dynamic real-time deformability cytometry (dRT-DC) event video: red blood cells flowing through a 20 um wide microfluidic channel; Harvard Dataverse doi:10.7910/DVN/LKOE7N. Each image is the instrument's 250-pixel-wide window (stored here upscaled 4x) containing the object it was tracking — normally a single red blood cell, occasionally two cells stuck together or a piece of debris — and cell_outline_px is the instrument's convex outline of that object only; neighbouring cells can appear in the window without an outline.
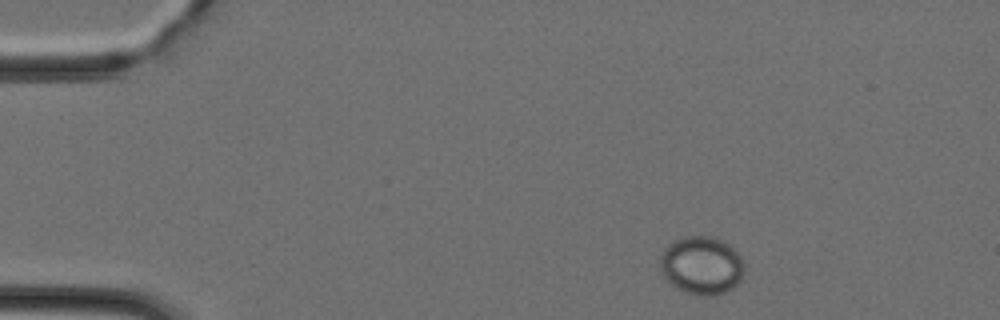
{"species": "Egyptian fruit bat (a non-hibernating species)", "species_latin": "Rousettus aegyptiacus", "temperature_condition": "cold", "stored_images_in_passage": 41, "camera_frame_rate_fps": 3000, "um_per_image_px": 0.085, "animal": {"sex": "female"}, "frame": {"image": 1, "passage_image": 2, "time_ms": 0.333, "image_size_px": [1000, 320], "cell_outline_px": [[744, 276], [732, 288], [724, 292], [712, 296], [708, 296], [684, 292], [676, 288], [664, 276], [660, 268], [660, 256], [664, 248], [668, 244], [676, 240], [688, 236], [716, 236], [724, 240], [736, 248], [744, 264]], "centroid_in_image_um": [59.67, 22.53], "position_along_channel_um": 25.3, "area_um2": 28.84}}
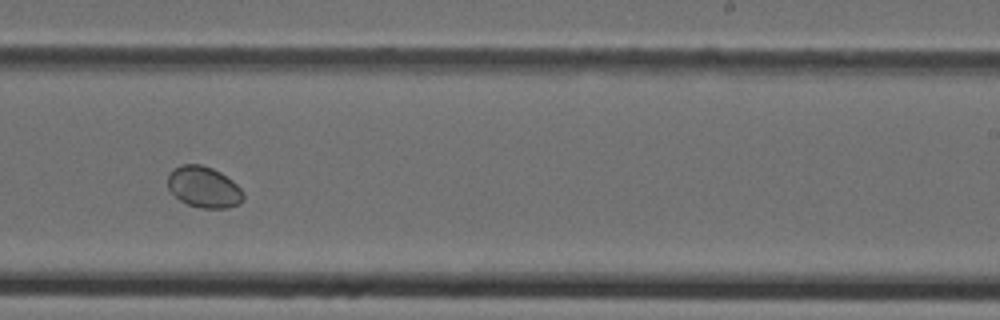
{"frame": {"image": 2, "passage_image": 24, "time_ms": 7.667, "image_size_px": [1000, 320], "cell_outline_px": [[244, 200], [240, 204], [228, 208], [200, 208], [188, 204], [180, 200], [168, 188], [168, 176], [180, 164], [200, 164], [212, 168], [220, 172], [232, 180], [244, 192]], "centroid_in_image_um": [17.36, 15.91], "position_along_channel_um": 271.6, "area_um2": 18.09}}
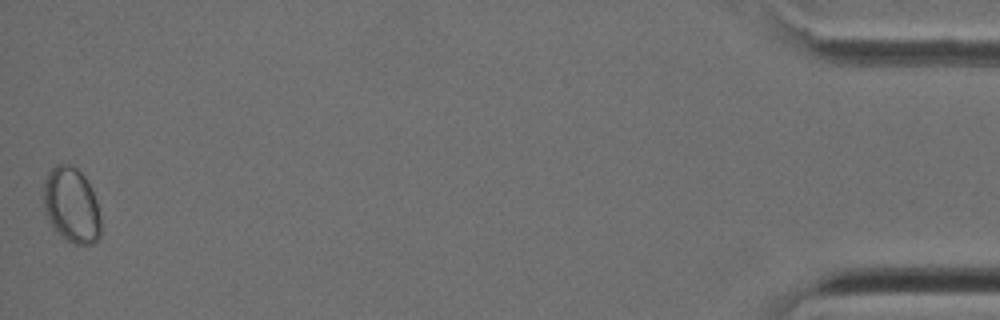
{"frame": {"image": 3, "passage_image": 41, "time_ms": 13.333, "image_size_px": [1000, 320], "cell_outline_px": [[100, 236], [92, 244], [76, 244], [68, 240], [56, 232], [48, 220], [44, 212], [44, 184], [48, 172], [56, 164], [68, 164], [76, 168], [84, 176], [96, 200], [100, 216]], "centroid_in_image_um": [6.06, 17.45], "position_along_channel_um": 429.1, "area_um2": 24.91}}